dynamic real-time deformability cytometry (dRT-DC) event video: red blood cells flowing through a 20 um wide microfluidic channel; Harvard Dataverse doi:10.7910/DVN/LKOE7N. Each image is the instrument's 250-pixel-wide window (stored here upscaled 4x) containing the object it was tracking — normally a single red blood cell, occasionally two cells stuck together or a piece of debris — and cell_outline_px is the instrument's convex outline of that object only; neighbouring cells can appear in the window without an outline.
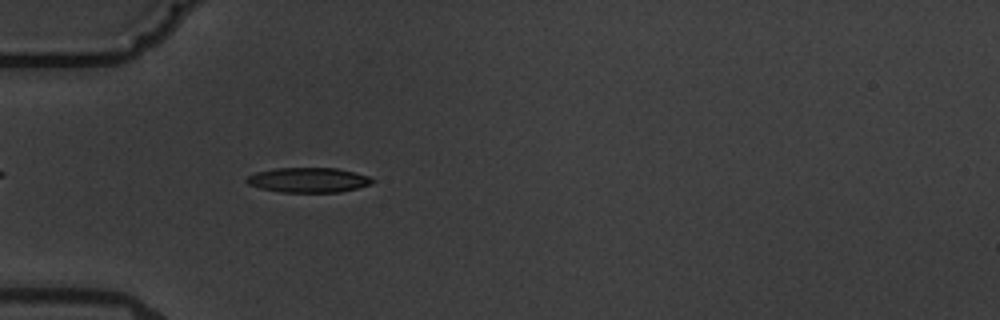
{"species": "common noctule bat (a hibernating species)", "species_latin": "Nyctalus noctula", "temperature_condition": "warm", "stored_images_in_passage": 3, "camera_frame_rate_fps": 3000, "um_per_image_px": 0.085, "animal": {"sex": "male", "body_mass_g": 19.5, "forearm_length_mm": 54.6}, "frame": {"image": 1, "passage_image": 3, "time_ms": 2.333, "image_size_px": [1000, 320], "cell_outline_px": [[376, 180], [372, 184], [340, 192], [280, 192], [260, 188], [248, 184], [244, 180], [248, 176], [256, 172], [276, 168], [336, 168], [368, 176]], "centroid_in_image_um": [26.2, 15.3], "position_along_channel_um": 58.8, "area_um2": 18.15}}